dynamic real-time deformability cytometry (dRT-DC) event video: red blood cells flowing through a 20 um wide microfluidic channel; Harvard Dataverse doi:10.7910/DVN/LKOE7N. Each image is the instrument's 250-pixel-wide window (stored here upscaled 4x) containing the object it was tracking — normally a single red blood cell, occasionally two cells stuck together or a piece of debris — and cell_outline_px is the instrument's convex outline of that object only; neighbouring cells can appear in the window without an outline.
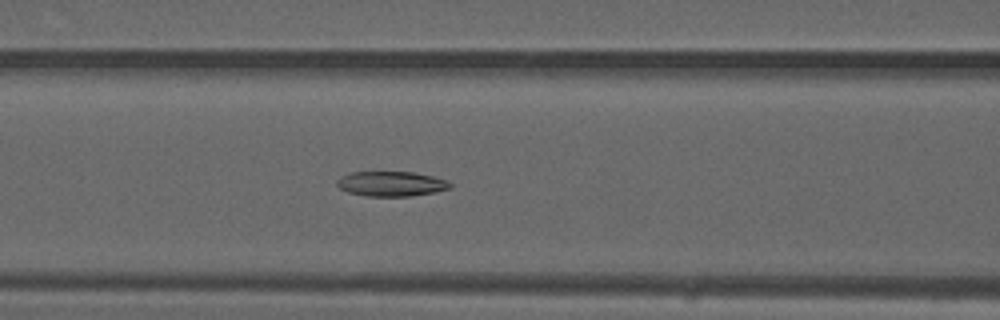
{"species": "common noctule bat (a hibernating species)", "species_latin": "Nyctalus noctula", "temperature_condition": "warm", "stored_images_in_passage": 49, "camera_frame_rate_fps": 3000, "um_per_image_px": 0.085, "animal": {"sex": "male", "forearm_length_mm": 52.5}, "frame": {"image": 1, "passage_image": 20, "time_ms": 6.333, "image_size_px": [1000, 320], "cell_outline_px": [[452, 188], [436, 192], [412, 196], [364, 196], [348, 192], [340, 188], [336, 184], [336, 180], [340, 176], [348, 172], [412, 172], [432, 176], [448, 180], [452, 184]], "centroid_in_image_um": [33.25, 15.62], "position_along_channel_um": 133.3, "area_um2": 16.65}}
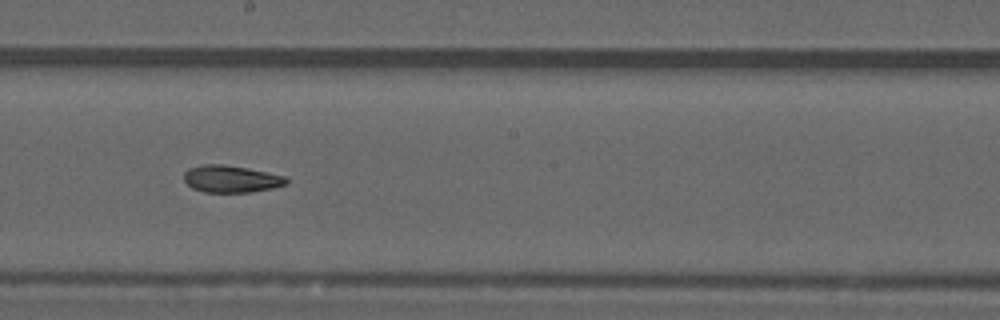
{"frame": {"image": 2, "passage_image": 27, "time_ms": 8.667, "image_size_px": [1000, 320], "cell_outline_px": [[288, 184], [272, 188], [248, 192], [204, 192], [192, 188], [184, 180], [184, 172], [188, 168], [200, 164], [224, 164], [248, 168], [284, 176], [288, 180]], "centroid_in_image_um": [19.61, 15.2], "position_along_channel_um": 228.6, "area_um2": 16.18}}
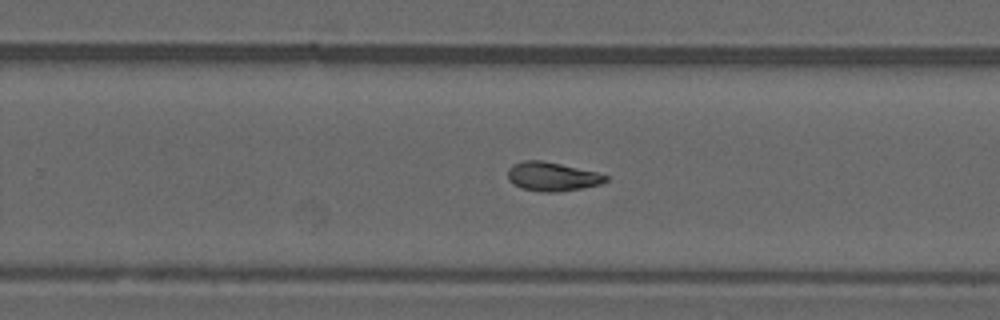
{"frame": {"image": 3, "passage_image": 31, "time_ms": 10.0, "image_size_px": [1000, 320], "cell_outline_px": [[608, 180], [600, 184], [580, 188], [556, 192], [540, 192], [520, 188], [512, 184], [508, 180], [508, 168], [512, 164], [524, 160], [540, 160], [560, 164], [596, 172], [608, 176]], "centroid_in_image_um": [46.88, 15.01], "position_along_channel_um": 282.9, "area_um2": 16.47}, "authors_computed_cell_mechanics": {"area_um2": 16.6464, "velocity_mm_per_s": 4.0871, "shape_relaxation_time_tau1_ms": null, "shape_relaxation_time_tau2_ms": 4.6726, "deformation_change_tau1": null, "deformation_change_tau2": 0.1146}}